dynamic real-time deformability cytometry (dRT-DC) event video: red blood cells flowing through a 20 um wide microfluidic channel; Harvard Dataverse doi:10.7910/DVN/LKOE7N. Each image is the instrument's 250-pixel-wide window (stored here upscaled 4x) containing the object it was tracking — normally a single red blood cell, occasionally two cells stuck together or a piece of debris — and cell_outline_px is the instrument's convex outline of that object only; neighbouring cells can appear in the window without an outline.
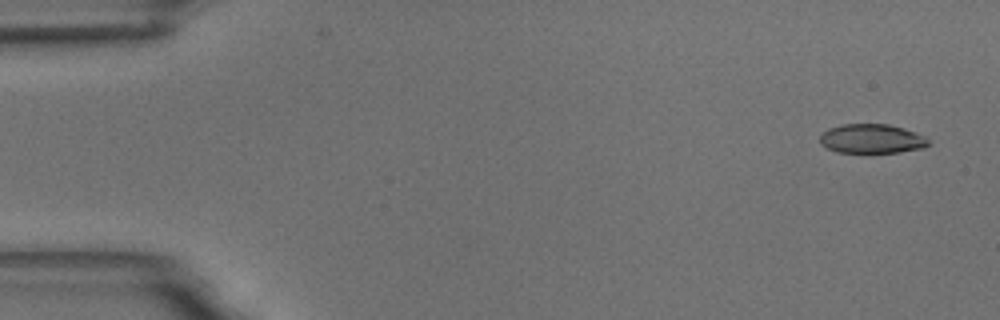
{"species": "common noctule bat (a hibernating species)", "species_latin": "Nyctalus noctula", "temperature_condition": "room temperature", "stored_images_in_passage": 5, "camera_frame_rate_fps": 3000, "um_per_image_px": 0.085, "animal": {"sex": "male", "body_mass_g": 18.8}, "frame": {"image": 1, "passage_image": 1, "time_ms": 0.0, "image_size_px": [1000, 320], "cell_outline_px": [[928, 144], [924, 148], [900, 152], [836, 152], [820, 144], [820, 136], [828, 128], [840, 124], [888, 124], [904, 128], [916, 132], [924, 136], [928, 140]], "centroid_in_image_um": [74.09, 11.78], "position_along_channel_um": 10.9, "area_um2": 18.5}}
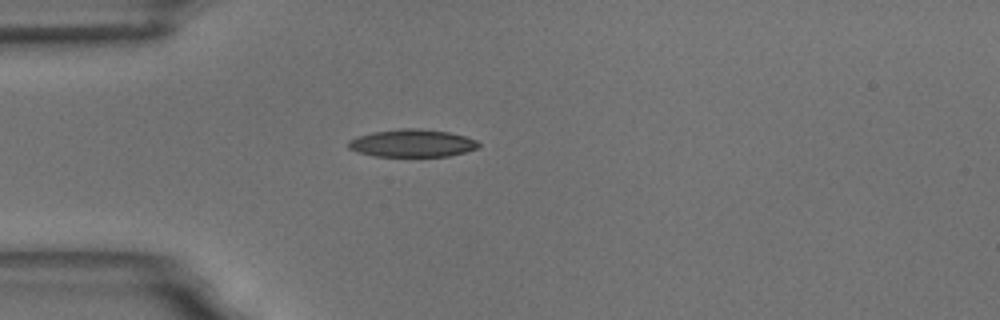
{"frame": {"image": 2, "passage_image": 5, "time_ms": 4.333, "image_size_px": [1000, 320], "cell_outline_px": [[480, 144], [476, 148], [464, 152], [448, 156], [376, 156], [356, 152], [348, 148], [348, 140], [356, 136], [372, 132], [400, 128], [420, 128], [448, 132], [464, 136], [476, 140]], "centroid_in_image_um": [34.98, 12.16], "position_along_channel_um": 50.0, "area_um2": 20.98}}